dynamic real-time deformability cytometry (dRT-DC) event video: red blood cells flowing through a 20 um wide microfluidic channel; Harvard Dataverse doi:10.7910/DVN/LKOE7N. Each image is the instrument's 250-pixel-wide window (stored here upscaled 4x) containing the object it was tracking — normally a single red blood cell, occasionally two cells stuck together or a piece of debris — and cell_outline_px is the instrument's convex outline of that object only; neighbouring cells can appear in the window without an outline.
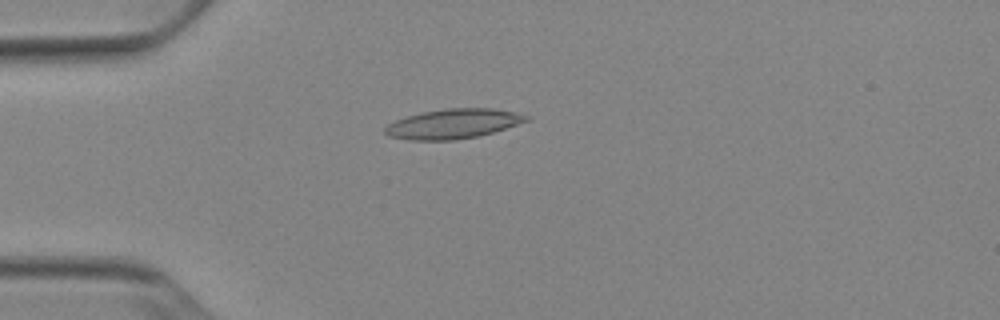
{"species": "Egyptian fruit bat (a non-hibernating species)", "species_latin": "Rousettus aegyptiacus", "temperature_condition": "cold", "stored_images_in_passage": 35, "camera_frame_rate_fps": 3000, "um_per_image_px": 0.085, "animal": {"sex": "female"}, "frame": {"image": 1, "passage_image": 1, "time_ms": 0.0, "image_size_px": [1000, 320], "cell_outline_px": [[528, 120], [492, 132], [476, 136], [452, 140], [412, 140], [388, 136], [384, 132], [384, 128], [388, 124], [396, 120], [420, 112], [444, 108], [492, 108], [512, 112], [528, 116]], "centroid_in_image_um": [38.45, 10.51], "position_along_channel_um": 46.6, "area_um2": 24.04}}
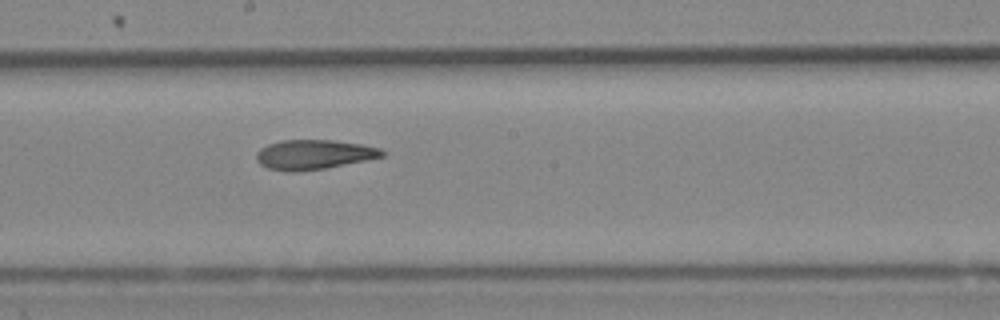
{"frame": {"image": 2, "passage_image": 16, "time_ms": 5.0, "image_size_px": [1000, 320], "cell_outline_px": [[384, 156], [324, 168], [296, 172], [284, 172], [268, 168], [260, 164], [256, 160], [256, 152], [260, 148], [268, 144], [280, 140], [332, 140], [360, 144], [380, 148], [384, 152]], "centroid_in_image_um": [26.6, 13.14], "position_along_channel_um": 221.6, "area_um2": 21.62}}
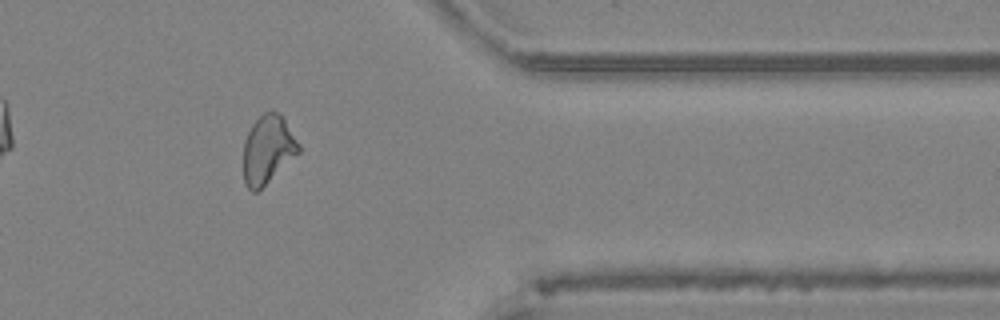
{"frame": {"image": 3, "passage_image": 30, "time_ms": 9.667, "image_size_px": [1000, 320], "cell_outline_px": [[300, 152], [256, 192], [252, 192], [244, 184], [244, 140], [252, 124], [264, 112], [272, 108], [280, 112], [300, 144]], "centroid_in_image_um": [22.77, 12.66], "position_along_channel_um": 388.6, "area_um2": 22.02}, "authors_computed_cell_mechanics": {"area_um2": 22.3108, "velocity_mm_per_s": 3.9022, "shape_relaxation_time_tau1_ms": null, "shape_relaxation_time_tau2_ms": 4.8895, "deformation_change_tau1": null, "deformation_change_tau2": 0.1291}}